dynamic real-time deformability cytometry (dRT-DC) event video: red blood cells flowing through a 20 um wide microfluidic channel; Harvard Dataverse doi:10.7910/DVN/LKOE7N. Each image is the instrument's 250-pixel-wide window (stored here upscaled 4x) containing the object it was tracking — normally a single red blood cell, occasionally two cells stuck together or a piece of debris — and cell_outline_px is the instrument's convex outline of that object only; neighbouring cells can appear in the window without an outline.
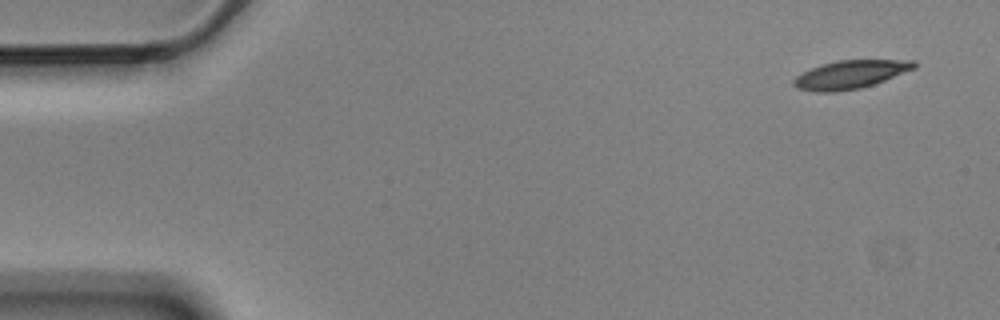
{"species": "Egyptian fruit bat (a non-hibernating species)", "species_latin": "Rousettus aegyptiacus", "temperature_condition": "cold", "stored_images_in_passage": 5, "segment_of_instrument_passage": [1, 2], "camera_frame_rate_fps": 3000, "um_per_image_px": 0.085, "animal": {"sex": "male"}, "frame": {"image": 1, "passage_image": 1, "time_ms": 0.0, "image_size_px": [1000, 320], "cell_outline_px": [[916, 68], [884, 80], [860, 88], [836, 92], [812, 92], [796, 88], [792, 84], [792, 80], [796, 76], [812, 68], [836, 60], [916, 60]], "centroid_in_image_um": [72.26, 6.34], "position_along_channel_um": 12.7, "area_um2": 19.77}}
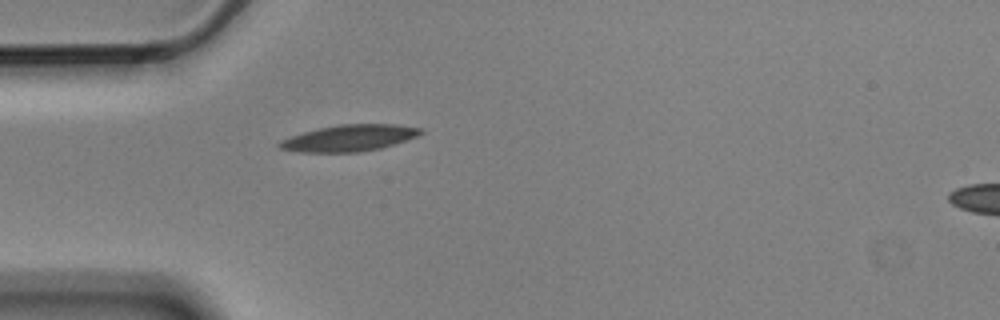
{"frame": {"image": 2, "passage_image": 4, "time_ms": 1.0, "image_size_px": [1000, 320], "cell_outline_px": [[424, 132], [416, 136], [380, 148], [360, 152], [300, 152], [280, 148], [276, 144], [280, 140], [304, 132], [320, 128], [340, 124], [396, 124], [424, 128]], "centroid_in_image_um": [29.69, 11.73], "position_along_channel_um": 55.3, "area_um2": 21.56}}